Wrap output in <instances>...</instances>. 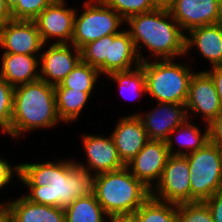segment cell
<instances>
[{
  "mask_svg": "<svg viewBox=\"0 0 222 222\" xmlns=\"http://www.w3.org/2000/svg\"><path fill=\"white\" fill-rule=\"evenodd\" d=\"M207 204L213 221L214 222H222V190L216 192L211 197L204 200Z\"/></svg>",
  "mask_w": 222,
  "mask_h": 222,
  "instance_id": "obj_34",
  "label": "cell"
},
{
  "mask_svg": "<svg viewBox=\"0 0 222 222\" xmlns=\"http://www.w3.org/2000/svg\"><path fill=\"white\" fill-rule=\"evenodd\" d=\"M76 7L67 0H55L34 20L44 44H70Z\"/></svg>",
  "mask_w": 222,
  "mask_h": 222,
  "instance_id": "obj_11",
  "label": "cell"
},
{
  "mask_svg": "<svg viewBox=\"0 0 222 222\" xmlns=\"http://www.w3.org/2000/svg\"><path fill=\"white\" fill-rule=\"evenodd\" d=\"M185 104L188 119L200 118L199 121L208 125L222 113L214 81L205 69L196 70L192 75Z\"/></svg>",
  "mask_w": 222,
  "mask_h": 222,
  "instance_id": "obj_8",
  "label": "cell"
},
{
  "mask_svg": "<svg viewBox=\"0 0 222 222\" xmlns=\"http://www.w3.org/2000/svg\"><path fill=\"white\" fill-rule=\"evenodd\" d=\"M187 119L176 127L166 140L169 155L186 156L203 148L209 141V125L200 122L201 126ZM204 126V127H203Z\"/></svg>",
  "mask_w": 222,
  "mask_h": 222,
  "instance_id": "obj_20",
  "label": "cell"
},
{
  "mask_svg": "<svg viewBox=\"0 0 222 222\" xmlns=\"http://www.w3.org/2000/svg\"><path fill=\"white\" fill-rule=\"evenodd\" d=\"M54 86L42 79L14 87L11 139L26 138L34 131L59 128ZM57 126V127H56Z\"/></svg>",
  "mask_w": 222,
  "mask_h": 222,
  "instance_id": "obj_3",
  "label": "cell"
},
{
  "mask_svg": "<svg viewBox=\"0 0 222 222\" xmlns=\"http://www.w3.org/2000/svg\"><path fill=\"white\" fill-rule=\"evenodd\" d=\"M74 159L19 162V185L27 190L22 195L33 203L64 209L93 193L94 175L77 166Z\"/></svg>",
  "mask_w": 222,
  "mask_h": 222,
  "instance_id": "obj_1",
  "label": "cell"
},
{
  "mask_svg": "<svg viewBox=\"0 0 222 222\" xmlns=\"http://www.w3.org/2000/svg\"><path fill=\"white\" fill-rule=\"evenodd\" d=\"M10 20H12L11 11L8 9L5 0H0V27Z\"/></svg>",
  "mask_w": 222,
  "mask_h": 222,
  "instance_id": "obj_38",
  "label": "cell"
},
{
  "mask_svg": "<svg viewBox=\"0 0 222 222\" xmlns=\"http://www.w3.org/2000/svg\"><path fill=\"white\" fill-rule=\"evenodd\" d=\"M81 61L98 69L105 77V59L108 57L109 35L92 41L81 49Z\"/></svg>",
  "mask_w": 222,
  "mask_h": 222,
  "instance_id": "obj_28",
  "label": "cell"
},
{
  "mask_svg": "<svg viewBox=\"0 0 222 222\" xmlns=\"http://www.w3.org/2000/svg\"><path fill=\"white\" fill-rule=\"evenodd\" d=\"M93 193L108 216L135 213L151 196V190L126 166L95 175Z\"/></svg>",
  "mask_w": 222,
  "mask_h": 222,
  "instance_id": "obj_4",
  "label": "cell"
},
{
  "mask_svg": "<svg viewBox=\"0 0 222 222\" xmlns=\"http://www.w3.org/2000/svg\"><path fill=\"white\" fill-rule=\"evenodd\" d=\"M169 156L166 141L148 140L126 167L133 176L152 190L159 182Z\"/></svg>",
  "mask_w": 222,
  "mask_h": 222,
  "instance_id": "obj_15",
  "label": "cell"
},
{
  "mask_svg": "<svg viewBox=\"0 0 222 222\" xmlns=\"http://www.w3.org/2000/svg\"><path fill=\"white\" fill-rule=\"evenodd\" d=\"M191 202L204 201L222 190V149L210 141L201 149L186 155Z\"/></svg>",
  "mask_w": 222,
  "mask_h": 222,
  "instance_id": "obj_7",
  "label": "cell"
},
{
  "mask_svg": "<svg viewBox=\"0 0 222 222\" xmlns=\"http://www.w3.org/2000/svg\"><path fill=\"white\" fill-rule=\"evenodd\" d=\"M81 4V10L76 8L71 40L76 48L125 29L126 21L102 0H84Z\"/></svg>",
  "mask_w": 222,
  "mask_h": 222,
  "instance_id": "obj_6",
  "label": "cell"
},
{
  "mask_svg": "<svg viewBox=\"0 0 222 222\" xmlns=\"http://www.w3.org/2000/svg\"><path fill=\"white\" fill-rule=\"evenodd\" d=\"M135 214L140 222H177V204L150 196Z\"/></svg>",
  "mask_w": 222,
  "mask_h": 222,
  "instance_id": "obj_27",
  "label": "cell"
},
{
  "mask_svg": "<svg viewBox=\"0 0 222 222\" xmlns=\"http://www.w3.org/2000/svg\"><path fill=\"white\" fill-rule=\"evenodd\" d=\"M0 55V76L13 87L40 79V56L13 53Z\"/></svg>",
  "mask_w": 222,
  "mask_h": 222,
  "instance_id": "obj_21",
  "label": "cell"
},
{
  "mask_svg": "<svg viewBox=\"0 0 222 222\" xmlns=\"http://www.w3.org/2000/svg\"><path fill=\"white\" fill-rule=\"evenodd\" d=\"M4 157L5 156L2 157V155H0V191L2 192L5 188L7 189L8 187H10L9 185H13L14 181L19 182L20 174V164H12L11 162H9V160H7V158Z\"/></svg>",
  "mask_w": 222,
  "mask_h": 222,
  "instance_id": "obj_33",
  "label": "cell"
},
{
  "mask_svg": "<svg viewBox=\"0 0 222 222\" xmlns=\"http://www.w3.org/2000/svg\"><path fill=\"white\" fill-rule=\"evenodd\" d=\"M214 81L216 92L222 105V65L209 67L205 70Z\"/></svg>",
  "mask_w": 222,
  "mask_h": 222,
  "instance_id": "obj_36",
  "label": "cell"
},
{
  "mask_svg": "<svg viewBox=\"0 0 222 222\" xmlns=\"http://www.w3.org/2000/svg\"><path fill=\"white\" fill-rule=\"evenodd\" d=\"M64 212L65 222H108L109 218L94 193L74 200Z\"/></svg>",
  "mask_w": 222,
  "mask_h": 222,
  "instance_id": "obj_25",
  "label": "cell"
},
{
  "mask_svg": "<svg viewBox=\"0 0 222 222\" xmlns=\"http://www.w3.org/2000/svg\"><path fill=\"white\" fill-rule=\"evenodd\" d=\"M8 220V215L0 208V222H7Z\"/></svg>",
  "mask_w": 222,
  "mask_h": 222,
  "instance_id": "obj_42",
  "label": "cell"
},
{
  "mask_svg": "<svg viewBox=\"0 0 222 222\" xmlns=\"http://www.w3.org/2000/svg\"><path fill=\"white\" fill-rule=\"evenodd\" d=\"M82 133L80 141L84 150V159H75V164L88 170L92 175L116 171L125 167L122 163L114 141L109 134Z\"/></svg>",
  "mask_w": 222,
  "mask_h": 222,
  "instance_id": "obj_10",
  "label": "cell"
},
{
  "mask_svg": "<svg viewBox=\"0 0 222 222\" xmlns=\"http://www.w3.org/2000/svg\"><path fill=\"white\" fill-rule=\"evenodd\" d=\"M210 142L222 147V113L209 124Z\"/></svg>",
  "mask_w": 222,
  "mask_h": 222,
  "instance_id": "obj_35",
  "label": "cell"
},
{
  "mask_svg": "<svg viewBox=\"0 0 222 222\" xmlns=\"http://www.w3.org/2000/svg\"><path fill=\"white\" fill-rule=\"evenodd\" d=\"M189 164L186 156L170 155L151 196L169 203L191 202Z\"/></svg>",
  "mask_w": 222,
  "mask_h": 222,
  "instance_id": "obj_9",
  "label": "cell"
},
{
  "mask_svg": "<svg viewBox=\"0 0 222 222\" xmlns=\"http://www.w3.org/2000/svg\"><path fill=\"white\" fill-rule=\"evenodd\" d=\"M101 81L105 80L98 69L80 61L64 80L54 88H72L82 92H94Z\"/></svg>",
  "mask_w": 222,
  "mask_h": 222,
  "instance_id": "obj_26",
  "label": "cell"
},
{
  "mask_svg": "<svg viewBox=\"0 0 222 222\" xmlns=\"http://www.w3.org/2000/svg\"><path fill=\"white\" fill-rule=\"evenodd\" d=\"M156 103L151 110L132 112L137 115L146 129L149 140L166 141L170 133L188 119L186 104Z\"/></svg>",
  "mask_w": 222,
  "mask_h": 222,
  "instance_id": "obj_14",
  "label": "cell"
},
{
  "mask_svg": "<svg viewBox=\"0 0 222 222\" xmlns=\"http://www.w3.org/2000/svg\"><path fill=\"white\" fill-rule=\"evenodd\" d=\"M43 46L35 21L12 19L0 27L2 53L40 56Z\"/></svg>",
  "mask_w": 222,
  "mask_h": 222,
  "instance_id": "obj_13",
  "label": "cell"
},
{
  "mask_svg": "<svg viewBox=\"0 0 222 222\" xmlns=\"http://www.w3.org/2000/svg\"><path fill=\"white\" fill-rule=\"evenodd\" d=\"M14 87L0 76V132L11 139Z\"/></svg>",
  "mask_w": 222,
  "mask_h": 222,
  "instance_id": "obj_29",
  "label": "cell"
},
{
  "mask_svg": "<svg viewBox=\"0 0 222 222\" xmlns=\"http://www.w3.org/2000/svg\"><path fill=\"white\" fill-rule=\"evenodd\" d=\"M116 11L125 21L133 15L155 10L150 0H102Z\"/></svg>",
  "mask_w": 222,
  "mask_h": 222,
  "instance_id": "obj_31",
  "label": "cell"
},
{
  "mask_svg": "<svg viewBox=\"0 0 222 222\" xmlns=\"http://www.w3.org/2000/svg\"><path fill=\"white\" fill-rule=\"evenodd\" d=\"M177 222H214L204 201L177 204Z\"/></svg>",
  "mask_w": 222,
  "mask_h": 222,
  "instance_id": "obj_30",
  "label": "cell"
},
{
  "mask_svg": "<svg viewBox=\"0 0 222 222\" xmlns=\"http://www.w3.org/2000/svg\"><path fill=\"white\" fill-rule=\"evenodd\" d=\"M106 81H113L117 85L119 96L129 101H142L143 95L146 97L145 72L141 64L133 69L127 71H115L108 74ZM139 98V99H137Z\"/></svg>",
  "mask_w": 222,
  "mask_h": 222,
  "instance_id": "obj_24",
  "label": "cell"
},
{
  "mask_svg": "<svg viewBox=\"0 0 222 222\" xmlns=\"http://www.w3.org/2000/svg\"><path fill=\"white\" fill-rule=\"evenodd\" d=\"M55 0H19L11 10L13 20L34 21L38 15Z\"/></svg>",
  "mask_w": 222,
  "mask_h": 222,
  "instance_id": "obj_32",
  "label": "cell"
},
{
  "mask_svg": "<svg viewBox=\"0 0 222 222\" xmlns=\"http://www.w3.org/2000/svg\"><path fill=\"white\" fill-rule=\"evenodd\" d=\"M56 96V110L62 124L71 125L79 121L83 110L94 96V92H82L72 88H54Z\"/></svg>",
  "mask_w": 222,
  "mask_h": 222,
  "instance_id": "obj_23",
  "label": "cell"
},
{
  "mask_svg": "<svg viewBox=\"0 0 222 222\" xmlns=\"http://www.w3.org/2000/svg\"><path fill=\"white\" fill-rule=\"evenodd\" d=\"M156 9H169L175 0H150Z\"/></svg>",
  "mask_w": 222,
  "mask_h": 222,
  "instance_id": "obj_39",
  "label": "cell"
},
{
  "mask_svg": "<svg viewBox=\"0 0 222 222\" xmlns=\"http://www.w3.org/2000/svg\"><path fill=\"white\" fill-rule=\"evenodd\" d=\"M216 24L222 27V0H218V18Z\"/></svg>",
  "mask_w": 222,
  "mask_h": 222,
  "instance_id": "obj_40",
  "label": "cell"
},
{
  "mask_svg": "<svg viewBox=\"0 0 222 222\" xmlns=\"http://www.w3.org/2000/svg\"><path fill=\"white\" fill-rule=\"evenodd\" d=\"M108 222H140L135 213L109 216Z\"/></svg>",
  "mask_w": 222,
  "mask_h": 222,
  "instance_id": "obj_37",
  "label": "cell"
},
{
  "mask_svg": "<svg viewBox=\"0 0 222 222\" xmlns=\"http://www.w3.org/2000/svg\"><path fill=\"white\" fill-rule=\"evenodd\" d=\"M81 61V50L73 44H44L39 57L40 79L59 85Z\"/></svg>",
  "mask_w": 222,
  "mask_h": 222,
  "instance_id": "obj_12",
  "label": "cell"
},
{
  "mask_svg": "<svg viewBox=\"0 0 222 222\" xmlns=\"http://www.w3.org/2000/svg\"><path fill=\"white\" fill-rule=\"evenodd\" d=\"M125 28L131 35L141 62L185 56L186 33L167 9L130 16ZM146 51L147 57L144 54Z\"/></svg>",
  "mask_w": 222,
  "mask_h": 222,
  "instance_id": "obj_2",
  "label": "cell"
},
{
  "mask_svg": "<svg viewBox=\"0 0 222 222\" xmlns=\"http://www.w3.org/2000/svg\"><path fill=\"white\" fill-rule=\"evenodd\" d=\"M184 58H179V61L164 59L141 62L145 72L147 96L153 102L186 103L189 83L195 69L190 64L192 62L184 61Z\"/></svg>",
  "mask_w": 222,
  "mask_h": 222,
  "instance_id": "obj_5",
  "label": "cell"
},
{
  "mask_svg": "<svg viewBox=\"0 0 222 222\" xmlns=\"http://www.w3.org/2000/svg\"><path fill=\"white\" fill-rule=\"evenodd\" d=\"M182 30L215 24L218 18V0H175L168 9Z\"/></svg>",
  "mask_w": 222,
  "mask_h": 222,
  "instance_id": "obj_18",
  "label": "cell"
},
{
  "mask_svg": "<svg viewBox=\"0 0 222 222\" xmlns=\"http://www.w3.org/2000/svg\"><path fill=\"white\" fill-rule=\"evenodd\" d=\"M19 2V0H5L8 9L11 11Z\"/></svg>",
  "mask_w": 222,
  "mask_h": 222,
  "instance_id": "obj_41",
  "label": "cell"
},
{
  "mask_svg": "<svg viewBox=\"0 0 222 222\" xmlns=\"http://www.w3.org/2000/svg\"><path fill=\"white\" fill-rule=\"evenodd\" d=\"M193 51L198 53L201 59H205L208 67L222 65V27L218 24L199 26L186 33L185 60L189 59ZM191 53V54H190ZM210 65V66H209Z\"/></svg>",
  "mask_w": 222,
  "mask_h": 222,
  "instance_id": "obj_17",
  "label": "cell"
},
{
  "mask_svg": "<svg viewBox=\"0 0 222 222\" xmlns=\"http://www.w3.org/2000/svg\"><path fill=\"white\" fill-rule=\"evenodd\" d=\"M18 196L0 200V208L8 215L10 222H65L63 208L36 204L22 194Z\"/></svg>",
  "mask_w": 222,
  "mask_h": 222,
  "instance_id": "obj_19",
  "label": "cell"
},
{
  "mask_svg": "<svg viewBox=\"0 0 222 222\" xmlns=\"http://www.w3.org/2000/svg\"><path fill=\"white\" fill-rule=\"evenodd\" d=\"M141 64L129 31L109 35L108 57L105 59V76L115 71H127Z\"/></svg>",
  "mask_w": 222,
  "mask_h": 222,
  "instance_id": "obj_22",
  "label": "cell"
},
{
  "mask_svg": "<svg viewBox=\"0 0 222 222\" xmlns=\"http://www.w3.org/2000/svg\"><path fill=\"white\" fill-rule=\"evenodd\" d=\"M111 137L122 163L126 166L149 140L146 129L137 115L131 113L118 116Z\"/></svg>",
  "mask_w": 222,
  "mask_h": 222,
  "instance_id": "obj_16",
  "label": "cell"
}]
</instances>
